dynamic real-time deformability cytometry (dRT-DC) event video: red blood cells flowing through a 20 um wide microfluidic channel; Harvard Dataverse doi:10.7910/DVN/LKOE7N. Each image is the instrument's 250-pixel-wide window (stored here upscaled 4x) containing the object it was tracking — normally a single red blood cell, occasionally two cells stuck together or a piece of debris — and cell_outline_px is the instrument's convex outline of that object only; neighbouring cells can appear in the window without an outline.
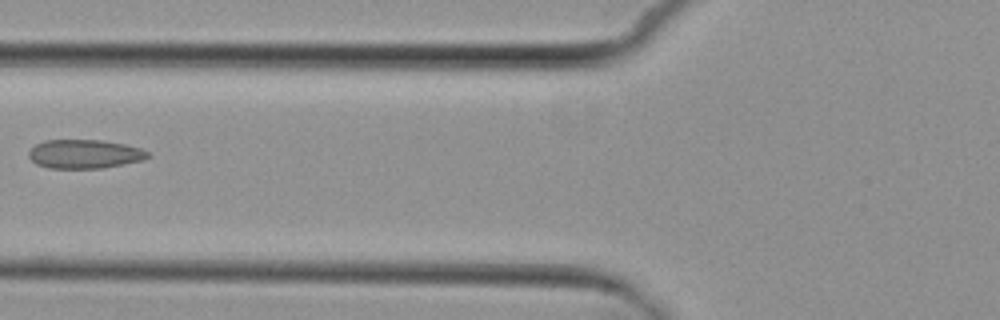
{"species": "common noctule bat (a hibernating species)", "species_latin": "Nyctalus noctula", "temperature_condition": "cold", "stored_images_in_passage": 4, "camera_frame_rate_fps": 3000, "um_per_image_px": 0.085, "animal": {"sex": "female", "body_mass_g": 29.2, "forearm_length_mm": 56.3}, "frame": {"image": 1, "passage_image": 4, "time_ms": 3.667, "image_size_px": [1000, 320], "cell_outline_px": [[152, 156], [144, 160], [104, 168], [48, 168], [36, 164], [28, 156], [28, 152], [36, 144], [44, 140], [104, 140], [124, 144], [140, 148], [148, 152]], "centroid_in_image_um": [7.21, 13.09], "position_along_channel_um": 118.6, "area_um2": 20.17}}